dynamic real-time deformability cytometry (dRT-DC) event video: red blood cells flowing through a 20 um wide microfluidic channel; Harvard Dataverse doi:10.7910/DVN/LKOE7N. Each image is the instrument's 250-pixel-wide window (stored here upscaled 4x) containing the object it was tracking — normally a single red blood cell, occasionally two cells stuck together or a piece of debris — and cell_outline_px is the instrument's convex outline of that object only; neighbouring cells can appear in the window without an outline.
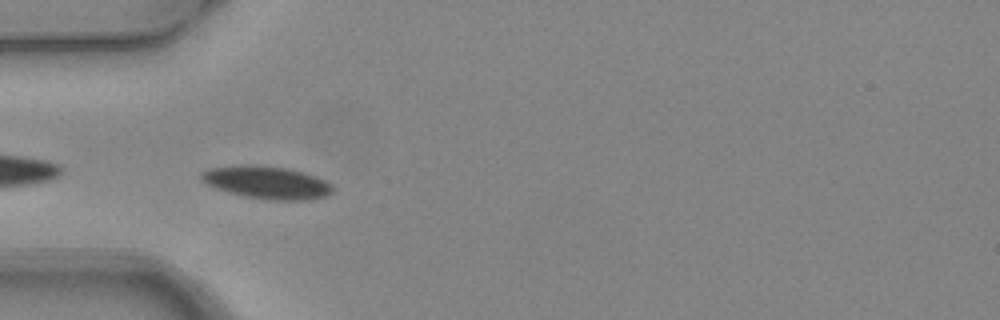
{"species": "common noctule bat (a hibernating species)", "species_latin": "Nyctalus noctula", "temperature_condition": "warm", "stored_images_in_passage": 6, "camera_frame_rate_fps": 3000, "um_per_image_px": 0.085, "animal": {"sex": "female", "body_mass_g": 24.6, "forearm_length_mm": 56.2}, "frame": {"image": 1, "passage_image": 5, "time_ms": 1.333, "image_size_px": [1000, 320], "cell_outline_px": [[332, 192], [324, 196], [304, 200], [272, 200], [244, 196], [228, 192], [216, 188], [200, 180], [200, 172], [208, 168], [244, 164], [252, 164], [288, 168], [304, 172], [316, 176], [332, 184]], "centroid_in_image_um": [22.64, 15.49], "position_along_channel_um": 62.4, "area_um2": 25.09}}
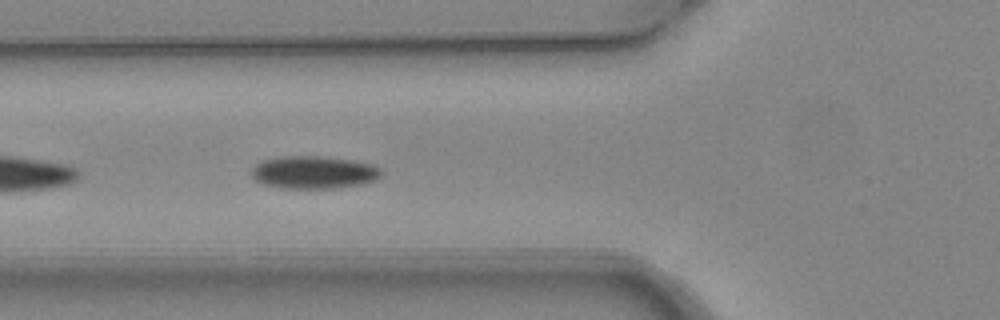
{"frame": {"image": 2, "passage_image": 6, "time_ms": 1.667, "image_size_px": [1000, 320], "cell_outline_px": [[380, 176], [376, 180], [360, 184], [336, 188], [280, 188], [264, 184], [256, 180], [252, 176], [252, 168], [256, 164], [264, 160], [280, 156], [320, 156], [352, 160], [372, 164], [380, 168]], "centroid_in_image_um": [26.66, 14.64], "position_along_channel_um": 99.1, "area_um2": 24.62}}